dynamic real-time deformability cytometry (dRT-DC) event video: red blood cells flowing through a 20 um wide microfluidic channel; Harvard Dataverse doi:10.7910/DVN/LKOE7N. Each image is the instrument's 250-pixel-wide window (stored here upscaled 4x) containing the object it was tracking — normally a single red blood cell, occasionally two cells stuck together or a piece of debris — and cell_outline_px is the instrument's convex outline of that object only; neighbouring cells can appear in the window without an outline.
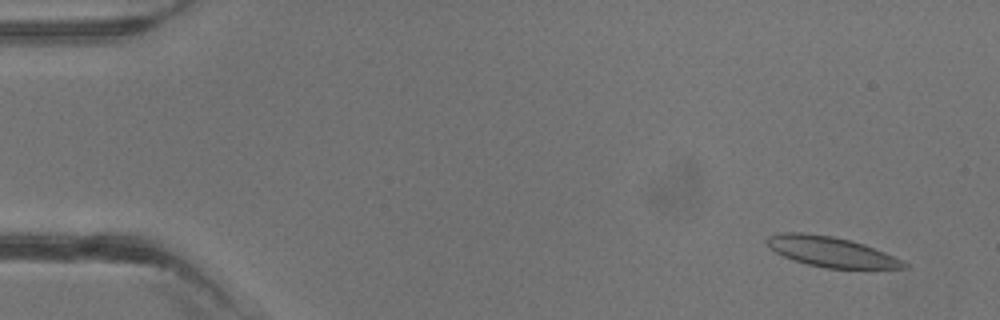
{"species": "common noctule bat (a hibernating species)", "species_latin": "Nyctalus noctula", "temperature_condition": "warm", "stored_images_in_passage": 4, "camera_frame_rate_fps": 3000, "um_per_image_px": 0.085, "animal": {"sex": "male", "body_mass_g": 13.3}, "frame": {"image": 1, "passage_image": 1, "time_ms": 0.0, "image_size_px": [1000, 320], "cell_outline_px": [[908, 268], [824, 268], [792, 260], [768, 248], [764, 240], [768, 236], [780, 232], [804, 232], [832, 236], [852, 240], [864, 244], [904, 260], [908, 264]], "centroid_in_image_um": [70.6, 21.38], "position_along_channel_um": 14.4, "area_um2": 24.28}}
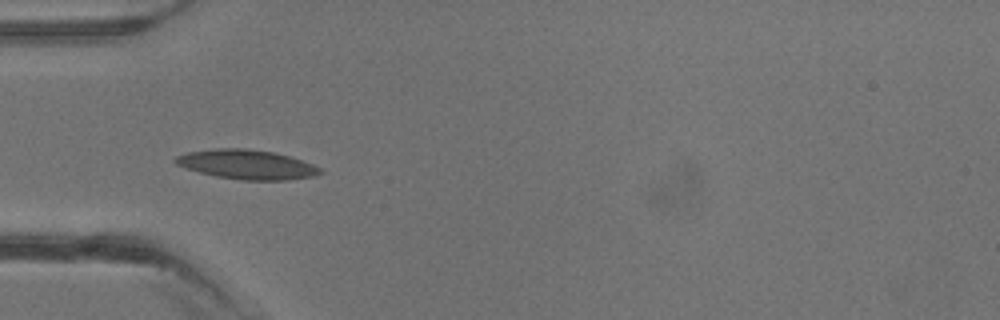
{"frame": {"image": 2, "passage_image": 4, "time_ms": 3.333, "image_size_px": [1000, 320], "cell_outline_px": [[324, 172], [312, 176], [288, 180], [244, 180], [216, 176], [184, 168], [176, 164], [172, 160], [176, 156], [188, 152], [220, 148], [248, 148], [272, 152], [288, 156], [312, 164], [320, 168]], "centroid_in_image_um": [20.95, 13.98], "position_along_channel_um": 64.1, "area_um2": 24.62}}